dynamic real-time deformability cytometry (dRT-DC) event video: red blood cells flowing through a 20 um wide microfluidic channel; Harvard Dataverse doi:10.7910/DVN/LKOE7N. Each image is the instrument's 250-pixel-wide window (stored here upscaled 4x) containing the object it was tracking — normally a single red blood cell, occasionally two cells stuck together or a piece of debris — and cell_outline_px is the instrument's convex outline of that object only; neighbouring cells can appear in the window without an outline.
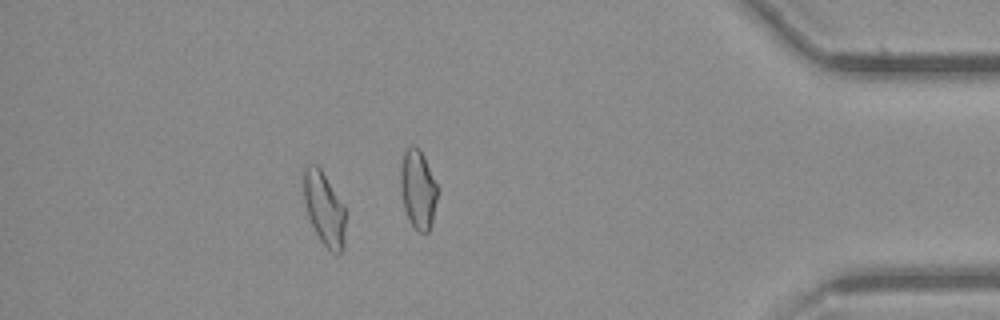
{"species": "common noctule bat (a hibernating species)", "species_latin": "Nyctalus noctula", "temperature_condition": "cold", "stored_images_in_passage": 44, "camera_frame_rate_fps": 3000, "um_per_image_px": 0.085, "animal": {"sex": "female", "body_mass_g": 21.9}, "frame": {"image": 1, "passage_image": 38, "time_ms": 12.333, "image_size_px": [1000, 320], "cell_outline_px": [[344, 248], [336, 256], [320, 240], [308, 216], [304, 200], [304, 168], [308, 164], [316, 164], [320, 168], [344, 204]], "centroid_in_image_um": [27.56, 17.73], "position_along_channel_um": 407.6, "area_um2": 17.69}, "authors_computed_cell_mechanics": {"area_um2": 17.8313, "velocity_mm_per_s": 3.8994, "shape_relaxation_time_tau1_ms": null, "shape_relaxation_time_tau2_ms": 5.399, "deformation_change_tau1": null, "deformation_change_tau2": 0.125}}